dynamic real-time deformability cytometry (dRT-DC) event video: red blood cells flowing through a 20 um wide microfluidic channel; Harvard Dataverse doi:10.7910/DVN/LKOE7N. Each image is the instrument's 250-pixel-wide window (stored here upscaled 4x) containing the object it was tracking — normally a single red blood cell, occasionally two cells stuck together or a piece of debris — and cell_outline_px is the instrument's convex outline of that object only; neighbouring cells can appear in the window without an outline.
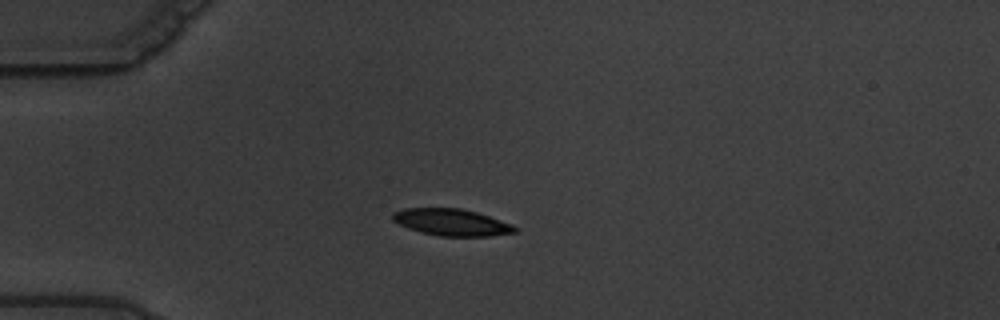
{"species": "common noctule bat (a hibernating species)", "species_latin": "Nyctalus noctula", "temperature_condition": "warm", "stored_images_in_passage": 6, "camera_frame_rate_fps": 3000, "um_per_image_px": 0.085, "animal": {"sex": "male", "body_mass_g": 19.5, "forearm_length_mm": 54.6}, "frame": {"image": 1, "passage_image": 2, "time_ms": 1.0, "image_size_px": [1000, 320], "cell_outline_px": [[516, 232], [488, 236], [440, 236], [408, 228], [392, 220], [392, 212], [404, 208], [460, 208], [476, 212], [512, 224], [516, 228]], "centroid_in_image_um": [38.36, 18.88], "position_along_channel_um": 46.6, "area_um2": 18.84}}